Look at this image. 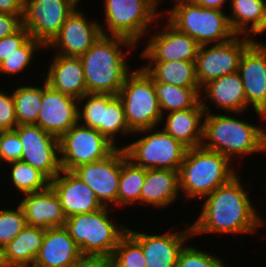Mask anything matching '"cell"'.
<instances>
[{
  "instance_id": "cell-1",
  "label": "cell",
  "mask_w": 266,
  "mask_h": 267,
  "mask_svg": "<svg viewBox=\"0 0 266 267\" xmlns=\"http://www.w3.org/2000/svg\"><path fill=\"white\" fill-rule=\"evenodd\" d=\"M238 175L203 198L196 221L191 223L192 235L203 233H254L262 226V219L252 205L248 191ZM261 225V226H260Z\"/></svg>"
},
{
  "instance_id": "cell-2",
  "label": "cell",
  "mask_w": 266,
  "mask_h": 267,
  "mask_svg": "<svg viewBox=\"0 0 266 267\" xmlns=\"http://www.w3.org/2000/svg\"><path fill=\"white\" fill-rule=\"evenodd\" d=\"M132 41L110 35H101L81 59L87 93L118 95L123 86L128 70L126 57L122 48L131 49ZM122 47V48H121Z\"/></svg>"
},
{
  "instance_id": "cell-3",
  "label": "cell",
  "mask_w": 266,
  "mask_h": 267,
  "mask_svg": "<svg viewBox=\"0 0 266 267\" xmlns=\"http://www.w3.org/2000/svg\"><path fill=\"white\" fill-rule=\"evenodd\" d=\"M201 104L206 112L202 147L216 151L230 161L233 157L266 152V131L263 128L226 114H214L208 104Z\"/></svg>"
},
{
  "instance_id": "cell-4",
  "label": "cell",
  "mask_w": 266,
  "mask_h": 267,
  "mask_svg": "<svg viewBox=\"0 0 266 267\" xmlns=\"http://www.w3.org/2000/svg\"><path fill=\"white\" fill-rule=\"evenodd\" d=\"M230 160L202 146L188 148L179 168V189L185 199H203L234 176ZM201 197V198H200Z\"/></svg>"
},
{
  "instance_id": "cell-5",
  "label": "cell",
  "mask_w": 266,
  "mask_h": 267,
  "mask_svg": "<svg viewBox=\"0 0 266 267\" xmlns=\"http://www.w3.org/2000/svg\"><path fill=\"white\" fill-rule=\"evenodd\" d=\"M104 206L94 212L66 218L65 229L78 245L82 255L111 257L121 237L127 232L124 225H117Z\"/></svg>"
},
{
  "instance_id": "cell-6",
  "label": "cell",
  "mask_w": 266,
  "mask_h": 267,
  "mask_svg": "<svg viewBox=\"0 0 266 267\" xmlns=\"http://www.w3.org/2000/svg\"><path fill=\"white\" fill-rule=\"evenodd\" d=\"M118 96L122 100L128 128L132 133L158 127L163 115L154 81L142 66L131 70Z\"/></svg>"
},
{
  "instance_id": "cell-7",
  "label": "cell",
  "mask_w": 266,
  "mask_h": 267,
  "mask_svg": "<svg viewBox=\"0 0 266 267\" xmlns=\"http://www.w3.org/2000/svg\"><path fill=\"white\" fill-rule=\"evenodd\" d=\"M167 16L172 26L200 45L222 43L236 35L223 10L203 8L194 2L174 5Z\"/></svg>"
},
{
  "instance_id": "cell-8",
  "label": "cell",
  "mask_w": 266,
  "mask_h": 267,
  "mask_svg": "<svg viewBox=\"0 0 266 267\" xmlns=\"http://www.w3.org/2000/svg\"><path fill=\"white\" fill-rule=\"evenodd\" d=\"M136 133H147V135L123 147L128 159L146 170L179 171L188 149L187 146L169 135L163 128L157 130L154 127L133 134Z\"/></svg>"
},
{
  "instance_id": "cell-9",
  "label": "cell",
  "mask_w": 266,
  "mask_h": 267,
  "mask_svg": "<svg viewBox=\"0 0 266 267\" xmlns=\"http://www.w3.org/2000/svg\"><path fill=\"white\" fill-rule=\"evenodd\" d=\"M105 26L102 35L126 38L137 45L148 32L149 25L158 18L153 0H104ZM147 30V31H146ZM110 31V32H109ZM109 33V34H108Z\"/></svg>"
},
{
  "instance_id": "cell-10",
  "label": "cell",
  "mask_w": 266,
  "mask_h": 267,
  "mask_svg": "<svg viewBox=\"0 0 266 267\" xmlns=\"http://www.w3.org/2000/svg\"><path fill=\"white\" fill-rule=\"evenodd\" d=\"M116 148L98 130L78 122L59 138L60 167L73 171L80 165L106 158Z\"/></svg>"
},
{
  "instance_id": "cell-11",
  "label": "cell",
  "mask_w": 266,
  "mask_h": 267,
  "mask_svg": "<svg viewBox=\"0 0 266 267\" xmlns=\"http://www.w3.org/2000/svg\"><path fill=\"white\" fill-rule=\"evenodd\" d=\"M240 36L235 35L231 39L215 43L211 47H208V44L200 45L195 60V69L201 89L219 77L238 72L244 51L256 41L252 36H243L242 38Z\"/></svg>"
},
{
  "instance_id": "cell-12",
  "label": "cell",
  "mask_w": 266,
  "mask_h": 267,
  "mask_svg": "<svg viewBox=\"0 0 266 267\" xmlns=\"http://www.w3.org/2000/svg\"><path fill=\"white\" fill-rule=\"evenodd\" d=\"M78 101H85L83 107H78V121H83L80 124L98 130L116 147H119L114 142L118 132L132 134L128 128L122 100L118 95L86 93Z\"/></svg>"
},
{
  "instance_id": "cell-13",
  "label": "cell",
  "mask_w": 266,
  "mask_h": 267,
  "mask_svg": "<svg viewBox=\"0 0 266 267\" xmlns=\"http://www.w3.org/2000/svg\"><path fill=\"white\" fill-rule=\"evenodd\" d=\"M77 6L74 0H24L22 25L46 47Z\"/></svg>"
},
{
  "instance_id": "cell-14",
  "label": "cell",
  "mask_w": 266,
  "mask_h": 267,
  "mask_svg": "<svg viewBox=\"0 0 266 267\" xmlns=\"http://www.w3.org/2000/svg\"><path fill=\"white\" fill-rule=\"evenodd\" d=\"M14 131L23 145L22 162L39 169L50 180L61 171L59 138L46 132L38 125H18Z\"/></svg>"
},
{
  "instance_id": "cell-15",
  "label": "cell",
  "mask_w": 266,
  "mask_h": 267,
  "mask_svg": "<svg viewBox=\"0 0 266 267\" xmlns=\"http://www.w3.org/2000/svg\"><path fill=\"white\" fill-rule=\"evenodd\" d=\"M107 207L117 205V193L121 174V147L106 158L78 166L72 171Z\"/></svg>"
},
{
  "instance_id": "cell-16",
  "label": "cell",
  "mask_w": 266,
  "mask_h": 267,
  "mask_svg": "<svg viewBox=\"0 0 266 267\" xmlns=\"http://www.w3.org/2000/svg\"><path fill=\"white\" fill-rule=\"evenodd\" d=\"M238 73L249 107L266 120V44L254 41L243 53Z\"/></svg>"
},
{
  "instance_id": "cell-17",
  "label": "cell",
  "mask_w": 266,
  "mask_h": 267,
  "mask_svg": "<svg viewBox=\"0 0 266 267\" xmlns=\"http://www.w3.org/2000/svg\"><path fill=\"white\" fill-rule=\"evenodd\" d=\"M97 20L87 19L83 11L78 7L67 17L66 22L62 25L59 33L46 46L49 49H59L56 54L67 57L82 56L97 39L102 35L105 27ZM104 28V29H103Z\"/></svg>"
},
{
  "instance_id": "cell-18",
  "label": "cell",
  "mask_w": 266,
  "mask_h": 267,
  "mask_svg": "<svg viewBox=\"0 0 266 267\" xmlns=\"http://www.w3.org/2000/svg\"><path fill=\"white\" fill-rule=\"evenodd\" d=\"M79 101L47 84L42 85L41 109L37 118L40 128L60 138L77 124Z\"/></svg>"
},
{
  "instance_id": "cell-19",
  "label": "cell",
  "mask_w": 266,
  "mask_h": 267,
  "mask_svg": "<svg viewBox=\"0 0 266 267\" xmlns=\"http://www.w3.org/2000/svg\"><path fill=\"white\" fill-rule=\"evenodd\" d=\"M165 26L149 39L141 56L149 61H195L200 44L168 21Z\"/></svg>"
},
{
  "instance_id": "cell-20",
  "label": "cell",
  "mask_w": 266,
  "mask_h": 267,
  "mask_svg": "<svg viewBox=\"0 0 266 267\" xmlns=\"http://www.w3.org/2000/svg\"><path fill=\"white\" fill-rule=\"evenodd\" d=\"M127 232L141 245L146 267H176L179 253L192 235L191 225L182 232L148 234L127 228ZM187 238V239H186Z\"/></svg>"
},
{
  "instance_id": "cell-21",
  "label": "cell",
  "mask_w": 266,
  "mask_h": 267,
  "mask_svg": "<svg viewBox=\"0 0 266 267\" xmlns=\"http://www.w3.org/2000/svg\"><path fill=\"white\" fill-rule=\"evenodd\" d=\"M50 186L59 197L66 218L104 207L96 194L72 171L61 169L60 173L50 180Z\"/></svg>"
},
{
  "instance_id": "cell-22",
  "label": "cell",
  "mask_w": 266,
  "mask_h": 267,
  "mask_svg": "<svg viewBox=\"0 0 266 267\" xmlns=\"http://www.w3.org/2000/svg\"><path fill=\"white\" fill-rule=\"evenodd\" d=\"M24 195L23 200L18 204L24 210L28 226L44 229L64 227L66 217L62 211L61 201L51 186L45 190Z\"/></svg>"
},
{
  "instance_id": "cell-23",
  "label": "cell",
  "mask_w": 266,
  "mask_h": 267,
  "mask_svg": "<svg viewBox=\"0 0 266 267\" xmlns=\"http://www.w3.org/2000/svg\"><path fill=\"white\" fill-rule=\"evenodd\" d=\"M81 255L65 227L49 228L33 267H71Z\"/></svg>"
},
{
  "instance_id": "cell-24",
  "label": "cell",
  "mask_w": 266,
  "mask_h": 267,
  "mask_svg": "<svg viewBox=\"0 0 266 267\" xmlns=\"http://www.w3.org/2000/svg\"><path fill=\"white\" fill-rule=\"evenodd\" d=\"M44 78L52 88L77 100L87 93L83 65L79 57L55 54Z\"/></svg>"
},
{
  "instance_id": "cell-25",
  "label": "cell",
  "mask_w": 266,
  "mask_h": 267,
  "mask_svg": "<svg viewBox=\"0 0 266 267\" xmlns=\"http://www.w3.org/2000/svg\"><path fill=\"white\" fill-rule=\"evenodd\" d=\"M201 101L210 100L217 108L230 114H241L248 108L244 86L238 72L219 77L201 89Z\"/></svg>"
},
{
  "instance_id": "cell-26",
  "label": "cell",
  "mask_w": 266,
  "mask_h": 267,
  "mask_svg": "<svg viewBox=\"0 0 266 267\" xmlns=\"http://www.w3.org/2000/svg\"><path fill=\"white\" fill-rule=\"evenodd\" d=\"M205 110L200 103L196 108L167 114L163 129L188 148L199 147L203 140Z\"/></svg>"
},
{
  "instance_id": "cell-27",
  "label": "cell",
  "mask_w": 266,
  "mask_h": 267,
  "mask_svg": "<svg viewBox=\"0 0 266 267\" xmlns=\"http://www.w3.org/2000/svg\"><path fill=\"white\" fill-rule=\"evenodd\" d=\"M179 172L165 169H147L141 189V202L165 207L179 198ZM178 197V198H177Z\"/></svg>"
},
{
  "instance_id": "cell-28",
  "label": "cell",
  "mask_w": 266,
  "mask_h": 267,
  "mask_svg": "<svg viewBox=\"0 0 266 267\" xmlns=\"http://www.w3.org/2000/svg\"><path fill=\"white\" fill-rule=\"evenodd\" d=\"M44 236V228L26 225L11 242L5 245L8 267H33Z\"/></svg>"
},
{
  "instance_id": "cell-29",
  "label": "cell",
  "mask_w": 266,
  "mask_h": 267,
  "mask_svg": "<svg viewBox=\"0 0 266 267\" xmlns=\"http://www.w3.org/2000/svg\"><path fill=\"white\" fill-rule=\"evenodd\" d=\"M154 82L182 87H200L196 77L195 61H149L142 66Z\"/></svg>"
},
{
  "instance_id": "cell-30",
  "label": "cell",
  "mask_w": 266,
  "mask_h": 267,
  "mask_svg": "<svg viewBox=\"0 0 266 267\" xmlns=\"http://www.w3.org/2000/svg\"><path fill=\"white\" fill-rule=\"evenodd\" d=\"M229 6V24L236 35L262 34L264 0H230Z\"/></svg>"
},
{
  "instance_id": "cell-31",
  "label": "cell",
  "mask_w": 266,
  "mask_h": 267,
  "mask_svg": "<svg viewBox=\"0 0 266 267\" xmlns=\"http://www.w3.org/2000/svg\"><path fill=\"white\" fill-rule=\"evenodd\" d=\"M161 113L196 108L201 101L200 87H182L164 82H154ZM167 110V113H165Z\"/></svg>"
},
{
  "instance_id": "cell-32",
  "label": "cell",
  "mask_w": 266,
  "mask_h": 267,
  "mask_svg": "<svg viewBox=\"0 0 266 267\" xmlns=\"http://www.w3.org/2000/svg\"><path fill=\"white\" fill-rule=\"evenodd\" d=\"M146 177V169L135 165L121 148V174L117 193V206L133 205L141 202V189Z\"/></svg>"
},
{
  "instance_id": "cell-33",
  "label": "cell",
  "mask_w": 266,
  "mask_h": 267,
  "mask_svg": "<svg viewBox=\"0 0 266 267\" xmlns=\"http://www.w3.org/2000/svg\"><path fill=\"white\" fill-rule=\"evenodd\" d=\"M12 95L18 125L36 124L41 109L42 87L20 86Z\"/></svg>"
},
{
  "instance_id": "cell-34",
  "label": "cell",
  "mask_w": 266,
  "mask_h": 267,
  "mask_svg": "<svg viewBox=\"0 0 266 267\" xmlns=\"http://www.w3.org/2000/svg\"><path fill=\"white\" fill-rule=\"evenodd\" d=\"M11 168V180L19 193L39 192L50 186V179L39 169L22 161L8 163ZM12 164V165H11Z\"/></svg>"
},
{
  "instance_id": "cell-35",
  "label": "cell",
  "mask_w": 266,
  "mask_h": 267,
  "mask_svg": "<svg viewBox=\"0 0 266 267\" xmlns=\"http://www.w3.org/2000/svg\"><path fill=\"white\" fill-rule=\"evenodd\" d=\"M111 267H146L141 245L126 232L111 257Z\"/></svg>"
},
{
  "instance_id": "cell-36",
  "label": "cell",
  "mask_w": 266,
  "mask_h": 267,
  "mask_svg": "<svg viewBox=\"0 0 266 267\" xmlns=\"http://www.w3.org/2000/svg\"><path fill=\"white\" fill-rule=\"evenodd\" d=\"M46 48L41 42L30 37L17 52L13 53L0 64V73L15 75L30 67L34 53L37 49Z\"/></svg>"
},
{
  "instance_id": "cell-37",
  "label": "cell",
  "mask_w": 266,
  "mask_h": 267,
  "mask_svg": "<svg viewBox=\"0 0 266 267\" xmlns=\"http://www.w3.org/2000/svg\"><path fill=\"white\" fill-rule=\"evenodd\" d=\"M23 208L18 205L13 209H0V245H7L26 226Z\"/></svg>"
},
{
  "instance_id": "cell-38",
  "label": "cell",
  "mask_w": 266,
  "mask_h": 267,
  "mask_svg": "<svg viewBox=\"0 0 266 267\" xmlns=\"http://www.w3.org/2000/svg\"><path fill=\"white\" fill-rule=\"evenodd\" d=\"M219 258L186 243L179 253L176 267H229Z\"/></svg>"
},
{
  "instance_id": "cell-39",
  "label": "cell",
  "mask_w": 266,
  "mask_h": 267,
  "mask_svg": "<svg viewBox=\"0 0 266 267\" xmlns=\"http://www.w3.org/2000/svg\"><path fill=\"white\" fill-rule=\"evenodd\" d=\"M23 145L14 130L0 131V162L11 163L21 160Z\"/></svg>"
},
{
  "instance_id": "cell-40",
  "label": "cell",
  "mask_w": 266,
  "mask_h": 267,
  "mask_svg": "<svg viewBox=\"0 0 266 267\" xmlns=\"http://www.w3.org/2000/svg\"><path fill=\"white\" fill-rule=\"evenodd\" d=\"M29 31L22 25L16 32L0 39V64L6 60L7 57L17 52L29 38Z\"/></svg>"
},
{
  "instance_id": "cell-41",
  "label": "cell",
  "mask_w": 266,
  "mask_h": 267,
  "mask_svg": "<svg viewBox=\"0 0 266 267\" xmlns=\"http://www.w3.org/2000/svg\"><path fill=\"white\" fill-rule=\"evenodd\" d=\"M0 91V131L14 130L18 126L12 93Z\"/></svg>"
},
{
  "instance_id": "cell-42",
  "label": "cell",
  "mask_w": 266,
  "mask_h": 267,
  "mask_svg": "<svg viewBox=\"0 0 266 267\" xmlns=\"http://www.w3.org/2000/svg\"><path fill=\"white\" fill-rule=\"evenodd\" d=\"M23 15L0 13V39L16 32L22 26Z\"/></svg>"
},
{
  "instance_id": "cell-43",
  "label": "cell",
  "mask_w": 266,
  "mask_h": 267,
  "mask_svg": "<svg viewBox=\"0 0 266 267\" xmlns=\"http://www.w3.org/2000/svg\"><path fill=\"white\" fill-rule=\"evenodd\" d=\"M71 267H111V260L103 255H81Z\"/></svg>"
},
{
  "instance_id": "cell-44",
  "label": "cell",
  "mask_w": 266,
  "mask_h": 267,
  "mask_svg": "<svg viewBox=\"0 0 266 267\" xmlns=\"http://www.w3.org/2000/svg\"><path fill=\"white\" fill-rule=\"evenodd\" d=\"M0 13L23 15L24 0H0Z\"/></svg>"
},
{
  "instance_id": "cell-45",
  "label": "cell",
  "mask_w": 266,
  "mask_h": 267,
  "mask_svg": "<svg viewBox=\"0 0 266 267\" xmlns=\"http://www.w3.org/2000/svg\"><path fill=\"white\" fill-rule=\"evenodd\" d=\"M226 1L230 2V0H195L194 3L203 8L222 10Z\"/></svg>"
},
{
  "instance_id": "cell-46",
  "label": "cell",
  "mask_w": 266,
  "mask_h": 267,
  "mask_svg": "<svg viewBox=\"0 0 266 267\" xmlns=\"http://www.w3.org/2000/svg\"><path fill=\"white\" fill-rule=\"evenodd\" d=\"M0 267H8L5 256V246L3 245H0Z\"/></svg>"
},
{
  "instance_id": "cell-47",
  "label": "cell",
  "mask_w": 266,
  "mask_h": 267,
  "mask_svg": "<svg viewBox=\"0 0 266 267\" xmlns=\"http://www.w3.org/2000/svg\"><path fill=\"white\" fill-rule=\"evenodd\" d=\"M266 31V0H264V18L262 21V33Z\"/></svg>"
},
{
  "instance_id": "cell-48",
  "label": "cell",
  "mask_w": 266,
  "mask_h": 267,
  "mask_svg": "<svg viewBox=\"0 0 266 267\" xmlns=\"http://www.w3.org/2000/svg\"><path fill=\"white\" fill-rule=\"evenodd\" d=\"M192 2H195V0H176V4L175 5H179V4H182V3H192Z\"/></svg>"
},
{
  "instance_id": "cell-49",
  "label": "cell",
  "mask_w": 266,
  "mask_h": 267,
  "mask_svg": "<svg viewBox=\"0 0 266 267\" xmlns=\"http://www.w3.org/2000/svg\"><path fill=\"white\" fill-rule=\"evenodd\" d=\"M157 5H158V1H160V0H153Z\"/></svg>"
},
{
  "instance_id": "cell-50",
  "label": "cell",
  "mask_w": 266,
  "mask_h": 267,
  "mask_svg": "<svg viewBox=\"0 0 266 267\" xmlns=\"http://www.w3.org/2000/svg\"><path fill=\"white\" fill-rule=\"evenodd\" d=\"M77 4H79V1H81V0H74Z\"/></svg>"
}]
</instances>
